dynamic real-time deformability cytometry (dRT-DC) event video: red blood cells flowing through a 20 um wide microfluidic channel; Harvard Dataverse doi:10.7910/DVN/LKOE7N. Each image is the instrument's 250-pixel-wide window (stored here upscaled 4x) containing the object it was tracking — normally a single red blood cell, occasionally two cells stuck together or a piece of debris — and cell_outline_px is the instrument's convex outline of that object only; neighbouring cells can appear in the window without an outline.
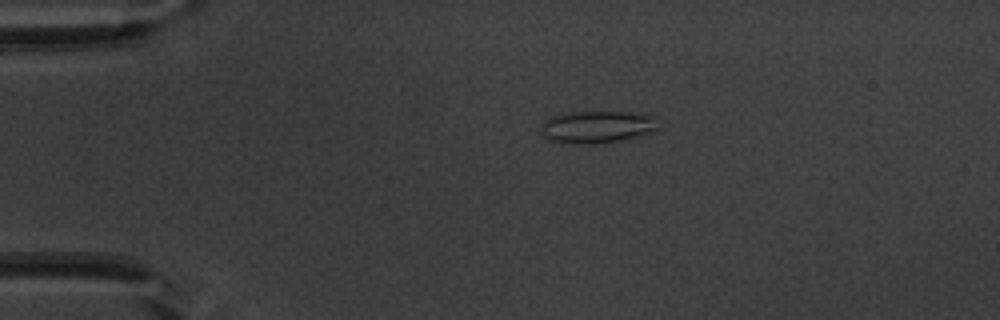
{"species": "common noctule bat (a hibernating species)", "species_latin": "Nyctalus noctula", "temperature_condition": "warm", "stored_images_in_passage": 43, "camera_frame_rate_fps": 3000, "um_per_image_px": 0.085, "animal": {"sex": "male", "body_mass_g": 20.1, "forearm_length_mm": 53.5}, "frame": {"image": 1, "passage_image": 1, "time_ms": 0.0, "image_size_px": [1000, 320], "cell_outline_px": [[656, 128], [632, 136], [616, 140], [572, 144], [548, 140], [540, 132], [540, 128], [544, 120], [552, 116], [572, 112], [624, 112], [652, 116]], "centroid_in_image_um": [50.56, 10.77], "position_along_channel_um": 34.4, "area_um2": 20.92}}
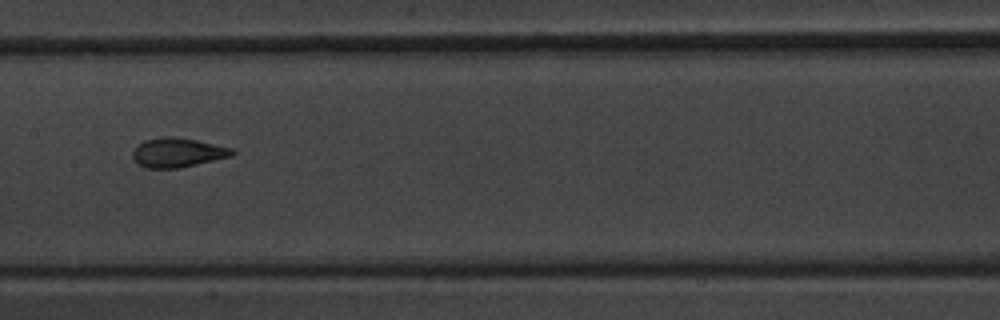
{"frame": {"image": 2, "passage_image": 17, "time_ms": 5.333, "image_size_px": [1000, 320], "cell_outline_px": [[236, 152], [232, 156], [180, 168], [144, 168], [132, 156], [132, 152], [136, 144], [144, 140], [164, 136], [172, 136], [196, 140], [232, 148]], "centroid_in_image_um": [15.08, 12.96], "position_along_channel_um": 192.3, "area_um2": 17.05}}
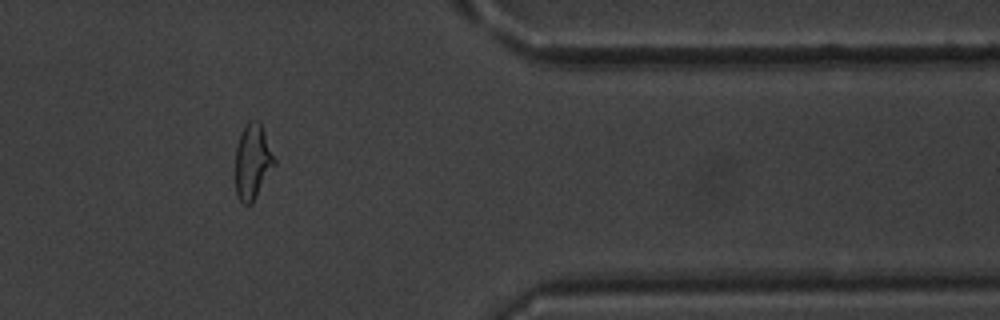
{"frame": {"image": 3, "passage_image": 34, "time_ms": 11.0, "image_size_px": [1000, 320], "cell_outline_px": [[276, 164], [252, 204], [244, 204], [236, 196], [236, 148], [240, 136], [248, 120], [260, 120], [276, 160]], "centroid_in_image_um": [21.49, 13.74], "position_along_channel_um": 389.9, "area_um2": 17.17}, "authors_computed_cell_mechanics": {"area_um2": 16.9932, "velocity_mm_per_s": 3.8059, "shape_relaxation_time_tau1_ms": 5.6565, "shape_relaxation_time_tau2_ms": 0.8873, "deformation_change_tau1": 0.1713, "deformation_change_tau2": 0.0853}}